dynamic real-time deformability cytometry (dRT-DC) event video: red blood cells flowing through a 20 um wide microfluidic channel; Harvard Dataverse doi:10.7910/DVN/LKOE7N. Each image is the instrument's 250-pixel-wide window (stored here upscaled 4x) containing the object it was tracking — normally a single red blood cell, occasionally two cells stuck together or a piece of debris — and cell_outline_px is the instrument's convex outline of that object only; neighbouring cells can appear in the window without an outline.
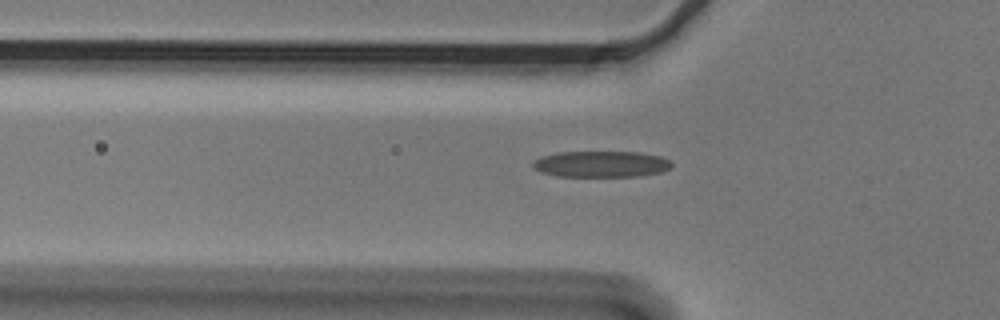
{"species": "Egyptian fruit bat (a non-hibernating species)", "species_latin": "Rousettus aegyptiacus", "temperature_condition": "cold", "stored_images_in_passage": 41, "camera_frame_rate_fps": 3000, "um_per_image_px": 0.085, "animal": {"sex": "male"}, "frame": {"image": 1, "passage_image": 7, "time_ms": 2.0, "image_size_px": [1000, 320], "cell_outline_px": [[672, 168], [664, 172], [640, 176], [556, 176], [540, 172], [532, 164], [540, 156], [560, 152], [640, 152], [660, 156], [672, 160]], "centroid_in_image_um": [51.17, 13.95], "position_along_channel_um": 74.6, "area_um2": 21.33}}
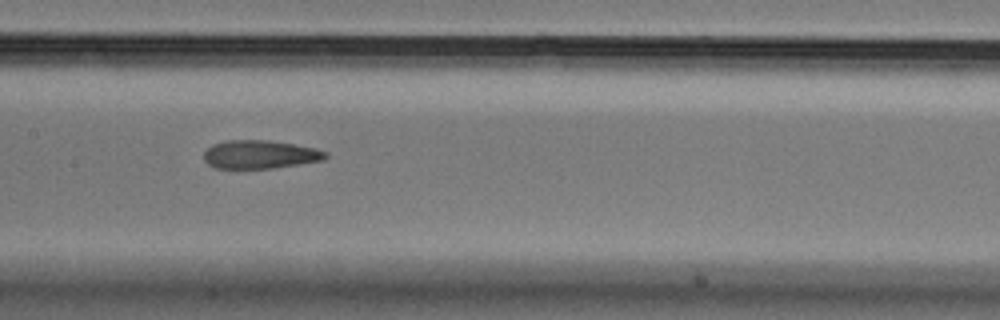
{"frame": {"image": 2, "passage_image": 16, "time_ms": 5.0, "image_size_px": [1000, 320], "cell_outline_px": [[328, 156], [324, 160], [276, 168], [216, 168], [208, 164], [204, 160], [204, 152], [212, 144], [228, 140], [268, 140], [316, 148], [328, 152]], "centroid_in_image_um": [22.12, 13.13], "position_along_channel_um": 185.3, "area_um2": 20.17}}
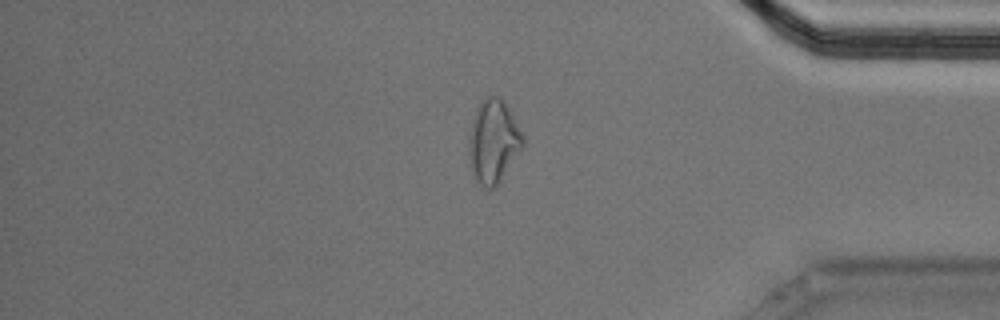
{"frame": {"image": 3, "passage_image": 35, "time_ms": 11.333, "image_size_px": [1000, 320], "cell_outline_px": [[524, 144], [496, 184], [492, 188], [484, 188], [480, 184], [472, 168], [468, 156], [468, 148], [472, 120], [476, 108], [480, 100], [488, 96], [500, 96], [508, 108], [524, 136]], "centroid_in_image_um": [41.92, 11.95], "position_along_channel_um": 393.3, "area_um2": 25.49}}